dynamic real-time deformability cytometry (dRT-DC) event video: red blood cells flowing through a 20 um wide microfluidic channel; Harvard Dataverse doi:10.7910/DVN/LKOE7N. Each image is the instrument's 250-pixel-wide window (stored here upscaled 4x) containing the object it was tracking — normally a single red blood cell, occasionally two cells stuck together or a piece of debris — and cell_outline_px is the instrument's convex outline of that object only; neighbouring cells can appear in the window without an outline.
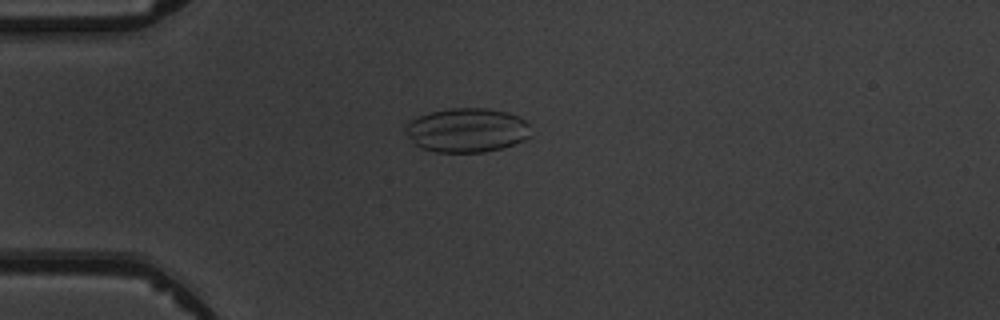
{"species": "common noctule bat (a hibernating species)", "species_latin": "Nyctalus noctula", "temperature_condition": "warm", "stored_images_in_passage": 6, "camera_frame_rate_fps": 3000, "um_per_image_px": 0.085, "animal": {"sex": "male", "body_mass_g": 19.5, "forearm_length_mm": 54.6}, "frame": {"image": 1, "passage_image": 3, "time_ms": 2.333, "image_size_px": [1000, 320], "cell_outline_px": [[532, 136], [524, 140], [500, 148], [484, 152], [436, 152], [420, 148], [404, 132], [404, 124], [408, 120], [432, 112], [452, 108], [488, 108], [508, 112], [524, 120], [528, 124]], "centroid_in_image_um": [39.66, 11.06], "position_along_channel_um": 45.3, "area_um2": 32.31}}
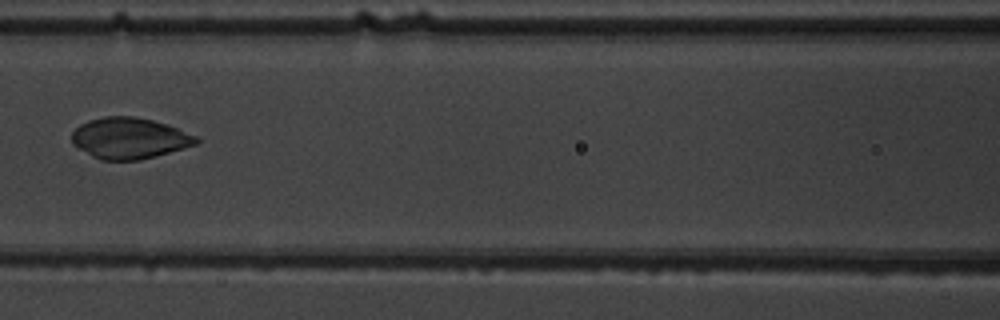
{"frame": {"image": 2, "passage_image": 6, "time_ms": 5.667, "image_size_px": [1000, 320], "cell_outline_px": [[200, 140], [196, 144], [184, 148], [140, 160], [100, 160], [92, 156], [72, 144], [72, 132], [80, 124], [88, 120], [104, 116], [132, 116], [152, 120], [168, 124], [196, 136]], "centroid_in_image_um": [10.98, 11.74], "position_along_channel_um": 155.6, "area_um2": 29.77}}